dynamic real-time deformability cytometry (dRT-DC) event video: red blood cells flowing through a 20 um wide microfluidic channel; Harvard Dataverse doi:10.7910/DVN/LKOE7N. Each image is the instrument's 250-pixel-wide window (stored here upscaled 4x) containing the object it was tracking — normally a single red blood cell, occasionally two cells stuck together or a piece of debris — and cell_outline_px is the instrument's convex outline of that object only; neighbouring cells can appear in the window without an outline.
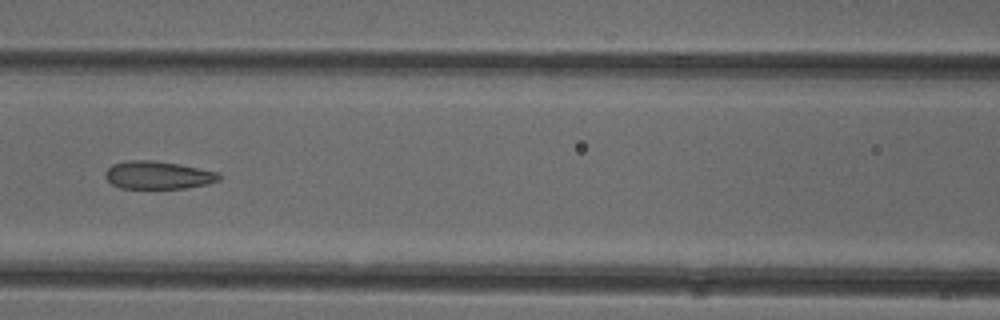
{"species": "common noctule bat (a hibernating species)", "species_latin": "Nyctalus noctula", "temperature_condition": "cold", "stored_images_in_passage": 23, "camera_frame_rate_fps": 3000, "um_per_image_px": 0.085, "animal": {"sex": "female"}, "frame": {"image": 1, "passage_image": 23, "time_ms": 7.333, "image_size_px": [1000, 320], "cell_outline_px": [[220, 180], [208, 184], [184, 188], [120, 188], [112, 184], [104, 176], [104, 172], [112, 164], [128, 160], [152, 160], [180, 164], [220, 172]], "centroid_in_image_um": [13.44, 14.88], "position_along_channel_um": 153.2, "area_um2": 18.61}}